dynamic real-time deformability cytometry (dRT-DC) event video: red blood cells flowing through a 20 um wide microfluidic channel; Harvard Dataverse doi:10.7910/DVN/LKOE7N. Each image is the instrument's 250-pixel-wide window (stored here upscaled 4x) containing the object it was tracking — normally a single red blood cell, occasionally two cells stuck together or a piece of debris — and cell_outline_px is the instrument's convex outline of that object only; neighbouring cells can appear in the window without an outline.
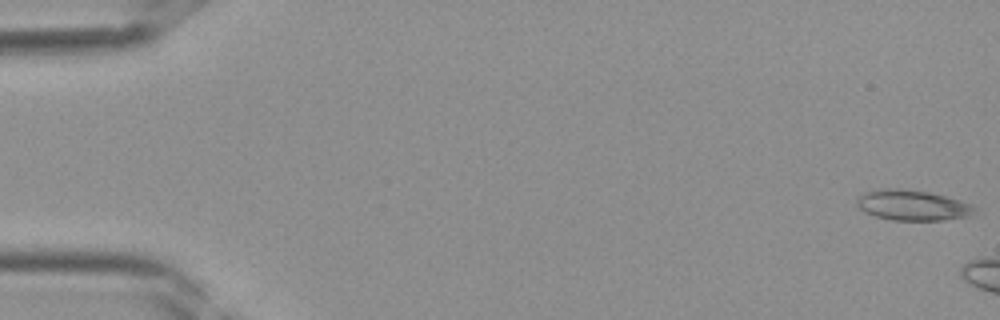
{"species": "Egyptian fruit bat (a non-hibernating species)", "species_latin": "Rousettus aegyptiacus", "temperature_condition": "room temperature", "stored_images_in_passage": 5, "camera_frame_rate_fps": 3000, "um_per_image_px": 0.085, "frame": {"image": 1, "passage_image": 1, "time_ms": 0.0, "image_size_px": [1000, 320], "cell_outline_px": [[976, 208], [972, 216], [944, 220], [892, 220], [876, 216], [860, 208], [856, 204], [856, 200], [864, 192], [876, 188], [896, 188], [928, 192], [960, 200], [972, 204]], "centroid_in_image_um": [77.58, 17.44], "position_along_channel_um": 7.4, "area_um2": 20.87}}